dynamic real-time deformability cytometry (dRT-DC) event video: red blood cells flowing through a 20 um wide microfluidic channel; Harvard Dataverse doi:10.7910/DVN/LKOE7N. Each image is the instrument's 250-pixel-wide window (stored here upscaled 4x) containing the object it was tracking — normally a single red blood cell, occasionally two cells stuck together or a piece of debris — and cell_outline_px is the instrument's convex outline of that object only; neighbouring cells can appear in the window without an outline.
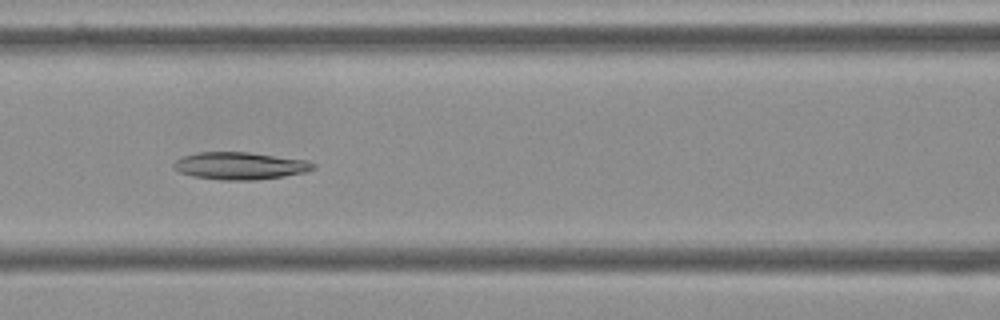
{"species": "Egyptian fruit bat (a non-hibernating species)", "species_latin": "Rousettus aegyptiacus", "temperature_condition": "cold", "stored_images_in_passage": 42, "camera_frame_rate_fps": 3000, "um_per_image_px": 0.085, "frame": {"image": 1, "passage_image": 9, "time_ms": 2.667, "image_size_px": [1000, 320], "cell_outline_px": [[316, 168], [308, 172], [284, 176], [256, 180], [220, 180], [192, 176], [180, 172], [172, 164], [176, 160], [184, 156], [200, 152], [248, 152], [308, 160], [316, 164]], "centroid_in_image_um": [20.46, 14.1], "position_along_channel_um": 146.1, "area_um2": 22.31}}
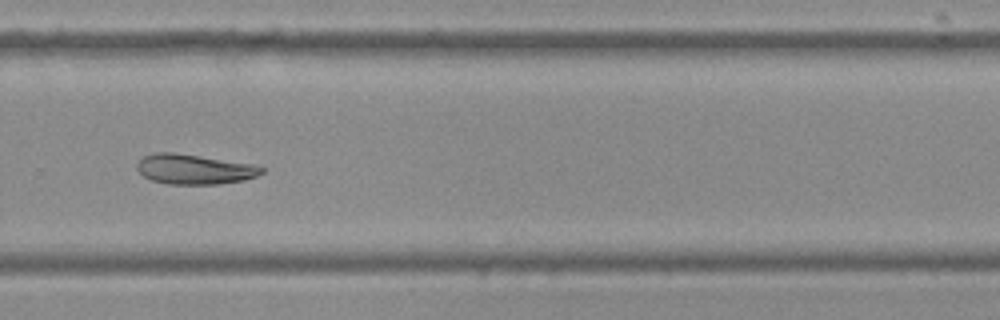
{"frame": {"image": 2, "passage_image": 23, "time_ms": 7.333, "image_size_px": [1000, 320], "cell_outline_px": [[264, 172], [256, 176], [244, 180], [220, 184], [168, 184], [152, 180], [144, 176], [136, 168], [136, 164], [144, 156], [156, 152], [172, 152], [260, 164], [264, 168]], "centroid_in_image_um": [16.58, 14.37], "position_along_channel_um": 313.2, "area_um2": 22.02}}
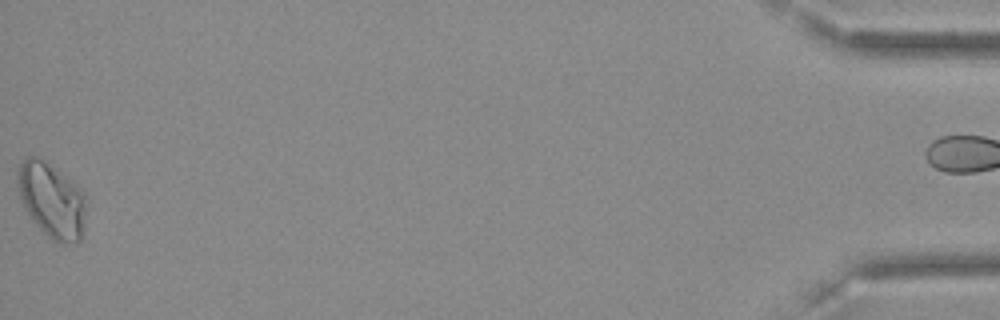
{"frame": {"image": 3, "passage_image": 41, "time_ms": 13.333, "image_size_px": [1000, 320], "cell_outline_px": [[88, 196], [84, 228], [80, 240], [76, 244], [60, 244], [52, 240], [36, 224], [24, 208], [20, 196], [16, 180], [16, 172], [20, 164], [28, 156], [36, 156], [68, 176]], "centroid_in_image_um": [4.44, 17.03], "position_along_channel_um": 430.8, "area_um2": 30.52}, "authors_computed_cell_mechanics": {"area_um2": 22.5131, "velocity_mm_per_s": 3.5928, "shape_relaxation_time_tau1_ms": null, "shape_relaxation_time_tau2_ms": 6.0702, "deformation_change_tau1": null, "deformation_change_tau2": 0.0954}}